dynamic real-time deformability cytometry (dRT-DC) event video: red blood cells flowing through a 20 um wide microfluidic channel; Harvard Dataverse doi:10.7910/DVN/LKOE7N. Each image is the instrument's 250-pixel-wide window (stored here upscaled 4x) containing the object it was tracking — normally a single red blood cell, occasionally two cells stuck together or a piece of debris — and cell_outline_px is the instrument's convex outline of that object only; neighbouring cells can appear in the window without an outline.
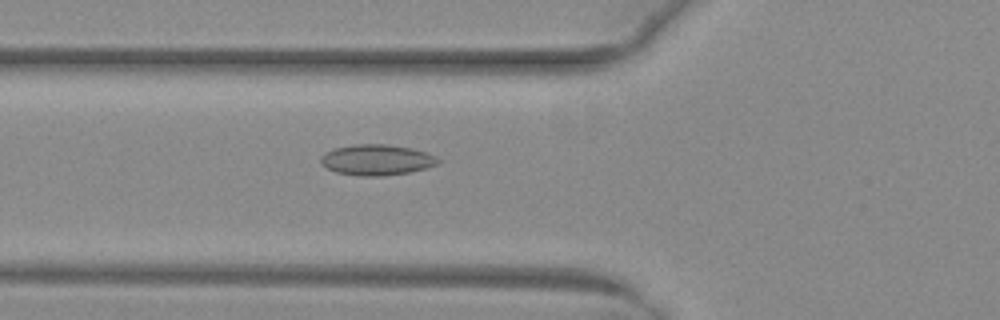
{"species": "common noctule bat (a hibernating species)", "species_latin": "Nyctalus noctula", "temperature_condition": "warm", "stored_images_in_passage": 52, "camera_frame_rate_fps": 3000, "um_per_image_px": 0.085, "animal": {"sex": "female", "body_mass_g": 29.2, "forearm_length_mm": 56.3}, "frame": {"image": 1, "passage_image": 20, "time_ms": 6.333, "image_size_px": [1000, 320], "cell_outline_px": [[440, 160], [436, 164], [428, 168], [408, 172], [380, 176], [360, 176], [336, 172], [320, 164], [320, 156], [324, 152], [332, 148], [356, 144], [388, 144], [412, 148], [436, 156]], "centroid_in_image_um": [31.98, 13.58], "position_along_channel_um": 93.8, "area_um2": 21.1}}
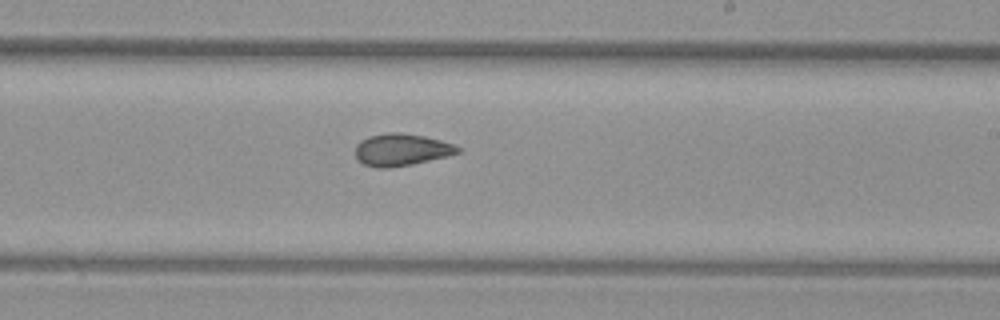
{"frame": {"image": 2, "passage_image": 32, "time_ms": 10.333, "image_size_px": [1000, 320], "cell_outline_px": [[460, 152], [448, 156], [412, 164], [388, 168], [376, 168], [364, 164], [356, 160], [356, 144], [360, 140], [368, 136], [388, 132], [400, 132], [424, 136], [440, 140], [452, 144], [460, 148]], "centroid_in_image_um": [34.08, 12.72], "position_along_channel_um": 254.9, "area_um2": 19.25}}
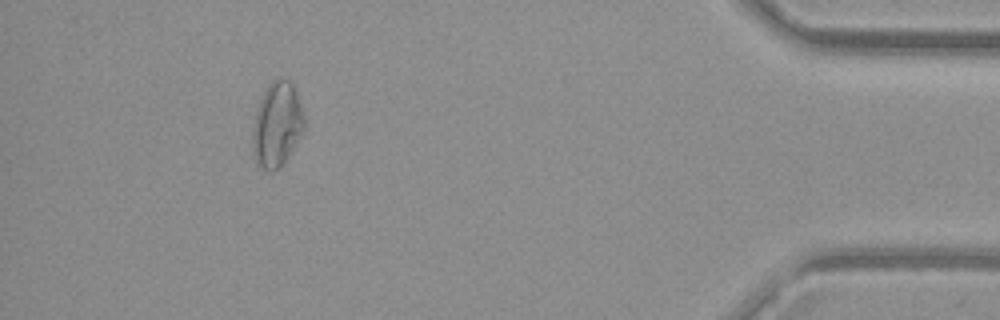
{"frame": {"image": 3, "passage_image": 48, "time_ms": 15.667, "image_size_px": [1000, 320], "cell_outline_px": [[304, 128], [292, 148], [284, 160], [272, 172], [256, 164], [252, 156], [252, 132], [256, 108], [268, 84], [276, 76], [280, 76], [288, 80], [292, 84], [296, 92], [304, 116]], "centroid_in_image_um": [23.5, 10.54], "position_along_channel_um": 411.7, "area_um2": 25.26}, "authors_computed_cell_mechanics": {"area_um2": 21.6172, "velocity_mm_per_s": 4.0198, "shape_relaxation_time_tau1_ms": null, "shape_relaxation_time_tau2_ms": 2.0165, "deformation_change_tau1": null, "deformation_change_tau2": 0.0742}}